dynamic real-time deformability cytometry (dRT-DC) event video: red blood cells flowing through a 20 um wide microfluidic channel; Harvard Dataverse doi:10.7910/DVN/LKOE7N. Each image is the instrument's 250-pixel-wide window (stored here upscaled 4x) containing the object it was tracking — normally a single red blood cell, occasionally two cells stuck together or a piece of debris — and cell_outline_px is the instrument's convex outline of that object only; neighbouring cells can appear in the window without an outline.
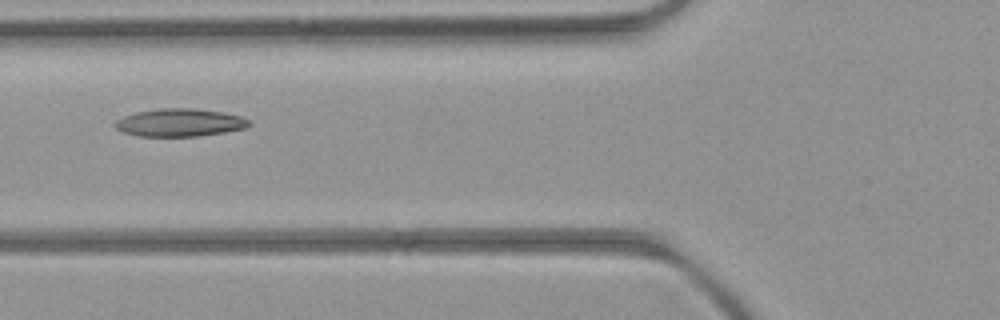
{"species": "common noctule bat (a hibernating species)", "species_latin": "Nyctalus noctula", "temperature_condition": "room temperature", "stored_images_in_passage": 3, "camera_frame_rate_fps": 3000, "um_per_image_px": 0.085, "animal": {"sex": "female", "body_mass_g": 21.9}, "frame": {"image": 1, "passage_image": 3, "time_ms": 2.333, "image_size_px": [1000, 320], "cell_outline_px": [[252, 124], [244, 128], [224, 132], [200, 136], [140, 136], [124, 132], [116, 128], [112, 124], [116, 120], [124, 116], [136, 112], [156, 108], [196, 108], [224, 112], [240, 116], [248, 120]], "centroid_in_image_um": [15.27, 10.41], "position_along_channel_um": 110.5, "area_um2": 21.79}}